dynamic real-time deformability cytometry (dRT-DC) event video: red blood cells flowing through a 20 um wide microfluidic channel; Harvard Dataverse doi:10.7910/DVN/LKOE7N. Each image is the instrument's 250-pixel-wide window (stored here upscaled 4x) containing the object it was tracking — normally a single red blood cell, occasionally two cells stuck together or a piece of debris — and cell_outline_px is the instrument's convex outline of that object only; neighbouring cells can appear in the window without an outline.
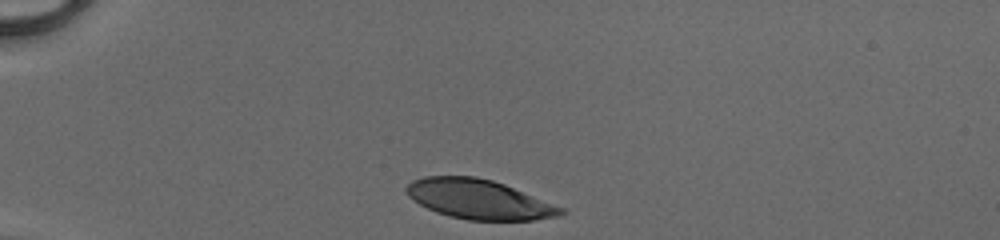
{"species": "human", "species_latin": "Homo sapiens", "temperature_condition": "cold", "stored_images_in_passage": 30, "camera_frame_rate_fps": 3000, "um_per_image_px": 0.085, "donor": {"sex": "male"}, "frame": {"image": 1, "passage_image": 1, "time_ms": 0.0, "image_size_px": [1000, 240], "cell_outline_px": [[568, 212], [560, 216], [532, 220], [468, 220], [436, 212], [420, 204], [408, 196], [404, 188], [412, 180], [424, 176], [476, 176], [492, 180], [504, 184], [568, 208]], "centroid_in_image_um": [40.78, 16.94], "position_along_channel_um": 44.2, "area_um2": 35.89}}
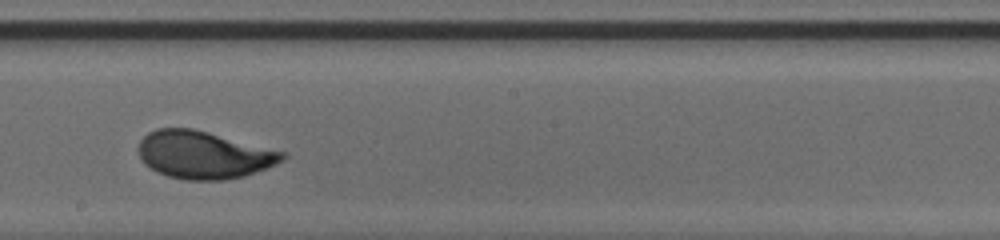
{"frame": {"image": 2, "passage_image": 18, "time_ms": 5.667, "image_size_px": [1000, 240], "cell_outline_px": [[288, 156], [284, 160], [276, 164], [244, 176], [224, 180], [184, 180], [168, 176], [156, 172], [144, 164], [140, 160], [136, 148], [140, 140], [148, 132], [156, 128], [192, 128], [288, 152]], "centroid_in_image_um": [17.3, 13.16], "position_along_channel_um": 230.9, "area_um2": 40.4}}
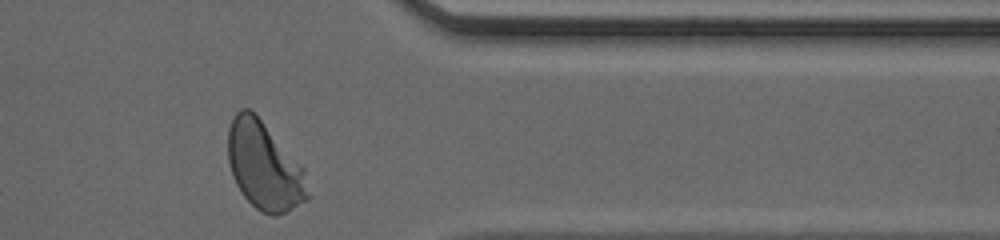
{"frame": {"image": 3, "passage_image": 30, "time_ms": 9.667, "image_size_px": [1000, 240], "cell_outline_px": [[308, 200], [276, 216], [272, 216], [260, 212], [244, 196], [236, 184], [232, 176], [228, 160], [228, 128], [236, 112], [240, 108], [248, 108], [260, 120], [304, 168], [308, 196]], "centroid_in_image_um": [22.44, 14.14], "position_along_channel_um": 389.0, "area_um2": 40.23}, "authors_computed_cell_mechanics": {"area_um2": 38.9283, "velocity_mm_per_s": 4.1289, "shape_relaxation_time_tau1_ms": 2.3763, "shape_relaxation_time_tau2_ms": null, "deformation_change_tau1": 0.1426, "deformation_change_tau2": null}}